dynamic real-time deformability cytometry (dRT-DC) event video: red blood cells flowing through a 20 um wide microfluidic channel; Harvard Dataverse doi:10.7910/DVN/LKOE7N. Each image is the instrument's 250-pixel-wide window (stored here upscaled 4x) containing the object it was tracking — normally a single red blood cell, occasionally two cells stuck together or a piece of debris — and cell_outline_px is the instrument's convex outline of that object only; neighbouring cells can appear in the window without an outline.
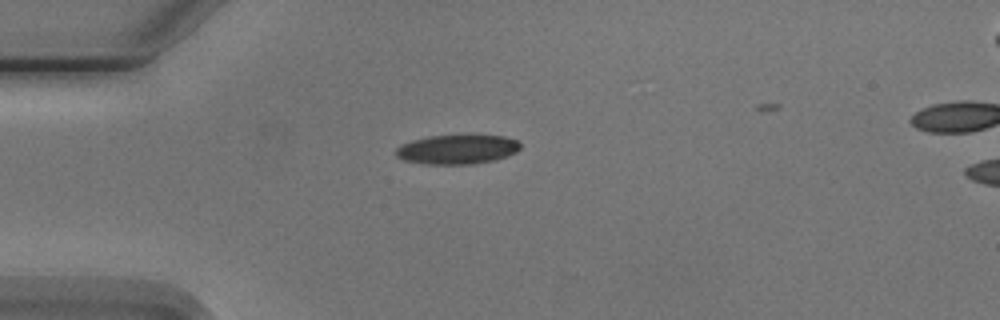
{"species": "Egyptian fruit bat (a non-hibernating species)", "species_latin": "Rousettus aegyptiacus", "temperature_condition": "cold", "stored_images_in_passage": 3, "camera_frame_rate_fps": 3000, "um_per_image_px": 0.085, "animal": {"sex": "male"}, "frame": {"image": 1, "passage_image": 1, "time_ms": 0.0, "image_size_px": [1000, 320], "cell_outline_px": [[520, 148], [516, 152], [508, 156], [496, 160], [472, 164], [424, 164], [404, 160], [396, 156], [396, 148], [400, 144], [412, 140], [428, 136], [504, 136], [516, 140], [520, 144]], "centroid_in_image_um": [38.85, 12.71], "position_along_channel_um": 46.2, "area_um2": 21.21}}